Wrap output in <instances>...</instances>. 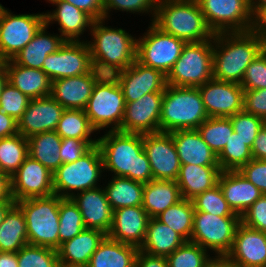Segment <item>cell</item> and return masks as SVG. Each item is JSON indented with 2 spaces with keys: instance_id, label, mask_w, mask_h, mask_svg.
<instances>
[{
  "instance_id": "33",
  "label": "cell",
  "mask_w": 266,
  "mask_h": 267,
  "mask_svg": "<svg viewBox=\"0 0 266 267\" xmlns=\"http://www.w3.org/2000/svg\"><path fill=\"white\" fill-rule=\"evenodd\" d=\"M185 242L186 240L169 226L156 218H150L144 243L139 250L153 256L167 257Z\"/></svg>"
},
{
  "instance_id": "57",
  "label": "cell",
  "mask_w": 266,
  "mask_h": 267,
  "mask_svg": "<svg viewBox=\"0 0 266 267\" xmlns=\"http://www.w3.org/2000/svg\"><path fill=\"white\" fill-rule=\"evenodd\" d=\"M251 153L253 159L266 160V123L258 132L253 142Z\"/></svg>"
},
{
  "instance_id": "17",
  "label": "cell",
  "mask_w": 266,
  "mask_h": 267,
  "mask_svg": "<svg viewBox=\"0 0 266 267\" xmlns=\"http://www.w3.org/2000/svg\"><path fill=\"white\" fill-rule=\"evenodd\" d=\"M198 89L209 117L229 118L243 111L244 90L239 83L212 78Z\"/></svg>"
},
{
  "instance_id": "59",
  "label": "cell",
  "mask_w": 266,
  "mask_h": 267,
  "mask_svg": "<svg viewBox=\"0 0 266 267\" xmlns=\"http://www.w3.org/2000/svg\"><path fill=\"white\" fill-rule=\"evenodd\" d=\"M0 201H14L11 193V177L0 172Z\"/></svg>"
},
{
  "instance_id": "6",
  "label": "cell",
  "mask_w": 266,
  "mask_h": 267,
  "mask_svg": "<svg viewBox=\"0 0 266 267\" xmlns=\"http://www.w3.org/2000/svg\"><path fill=\"white\" fill-rule=\"evenodd\" d=\"M62 199L54 194L15 203L24 214L29 245L59 248V202Z\"/></svg>"
},
{
  "instance_id": "43",
  "label": "cell",
  "mask_w": 266,
  "mask_h": 267,
  "mask_svg": "<svg viewBox=\"0 0 266 267\" xmlns=\"http://www.w3.org/2000/svg\"><path fill=\"white\" fill-rule=\"evenodd\" d=\"M85 229V224L78 206L71 198L59 202V247Z\"/></svg>"
},
{
  "instance_id": "53",
  "label": "cell",
  "mask_w": 266,
  "mask_h": 267,
  "mask_svg": "<svg viewBox=\"0 0 266 267\" xmlns=\"http://www.w3.org/2000/svg\"><path fill=\"white\" fill-rule=\"evenodd\" d=\"M238 171L262 194H266V160L251 159Z\"/></svg>"
},
{
  "instance_id": "47",
  "label": "cell",
  "mask_w": 266,
  "mask_h": 267,
  "mask_svg": "<svg viewBox=\"0 0 266 267\" xmlns=\"http://www.w3.org/2000/svg\"><path fill=\"white\" fill-rule=\"evenodd\" d=\"M30 98L7 82L0 94V111L19 120L29 105Z\"/></svg>"
},
{
  "instance_id": "4",
  "label": "cell",
  "mask_w": 266,
  "mask_h": 267,
  "mask_svg": "<svg viewBox=\"0 0 266 267\" xmlns=\"http://www.w3.org/2000/svg\"><path fill=\"white\" fill-rule=\"evenodd\" d=\"M152 23L186 43L207 41L215 35L197 0H159Z\"/></svg>"
},
{
  "instance_id": "49",
  "label": "cell",
  "mask_w": 266,
  "mask_h": 267,
  "mask_svg": "<svg viewBox=\"0 0 266 267\" xmlns=\"http://www.w3.org/2000/svg\"><path fill=\"white\" fill-rule=\"evenodd\" d=\"M159 0H103L104 19L109 18L111 9L129 13H151L152 22Z\"/></svg>"
},
{
  "instance_id": "29",
  "label": "cell",
  "mask_w": 266,
  "mask_h": 267,
  "mask_svg": "<svg viewBox=\"0 0 266 267\" xmlns=\"http://www.w3.org/2000/svg\"><path fill=\"white\" fill-rule=\"evenodd\" d=\"M8 82L30 99L43 98L51 94V80L41 69L16 64L12 59L5 61Z\"/></svg>"
},
{
  "instance_id": "64",
  "label": "cell",
  "mask_w": 266,
  "mask_h": 267,
  "mask_svg": "<svg viewBox=\"0 0 266 267\" xmlns=\"http://www.w3.org/2000/svg\"><path fill=\"white\" fill-rule=\"evenodd\" d=\"M7 82L8 79H7V71L5 68V61L0 60V94Z\"/></svg>"
},
{
  "instance_id": "61",
  "label": "cell",
  "mask_w": 266,
  "mask_h": 267,
  "mask_svg": "<svg viewBox=\"0 0 266 267\" xmlns=\"http://www.w3.org/2000/svg\"><path fill=\"white\" fill-rule=\"evenodd\" d=\"M0 267H18L17 252L0 251Z\"/></svg>"
},
{
  "instance_id": "60",
  "label": "cell",
  "mask_w": 266,
  "mask_h": 267,
  "mask_svg": "<svg viewBox=\"0 0 266 267\" xmlns=\"http://www.w3.org/2000/svg\"><path fill=\"white\" fill-rule=\"evenodd\" d=\"M253 30L266 40V7L254 18Z\"/></svg>"
},
{
  "instance_id": "16",
  "label": "cell",
  "mask_w": 266,
  "mask_h": 267,
  "mask_svg": "<svg viewBox=\"0 0 266 267\" xmlns=\"http://www.w3.org/2000/svg\"><path fill=\"white\" fill-rule=\"evenodd\" d=\"M143 148L150 163L153 180L176 181L181 163L171 134H143Z\"/></svg>"
},
{
  "instance_id": "54",
  "label": "cell",
  "mask_w": 266,
  "mask_h": 267,
  "mask_svg": "<svg viewBox=\"0 0 266 267\" xmlns=\"http://www.w3.org/2000/svg\"><path fill=\"white\" fill-rule=\"evenodd\" d=\"M243 111L266 121V88L244 91Z\"/></svg>"
},
{
  "instance_id": "42",
  "label": "cell",
  "mask_w": 266,
  "mask_h": 267,
  "mask_svg": "<svg viewBox=\"0 0 266 267\" xmlns=\"http://www.w3.org/2000/svg\"><path fill=\"white\" fill-rule=\"evenodd\" d=\"M253 159L251 148L245 144L238 133L233 131L221 153L217 156L221 171L239 170Z\"/></svg>"
},
{
  "instance_id": "63",
  "label": "cell",
  "mask_w": 266,
  "mask_h": 267,
  "mask_svg": "<svg viewBox=\"0 0 266 267\" xmlns=\"http://www.w3.org/2000/svg\"><path fill=\"white\" fill-rule=\"evenodd\" d=\"M266 7V0H250V11L255 18Z\"/></svg>"
},
{
  "instance_id": "46",
  "label": "cell",
  "mask_w": 266,
  "mask_h": 267,
  "mask_svg": "<svg viewBox=\"0 0 266 267\" xmlns=\"http://www.w3.org/2000/svg\"><path fill=\"white\" fill-rule=\"evenodd\" d=\"M192 203L195 211L208 212L217 216H239L229 207L219 184L196 195Z\"/></svg>"
},
{
  "instance_id": "37",
  "label": "cell",
  "mask_w": 266,
  "mask_h": 267,
  "mask_svg": "<svg viewBox=\"0 0 266 267\" xmlns=\"http://www.w3.org/2000/svg\"><path fill=\"white\" fill-rule=\"evenodd\" d=\"M144 183L112 175L111 181L104 187L107 200L113 210L123 207L142 205Z\"/></svg>"
},
{
  "instance_id": "15",
  "label": "cell",
  "mask_w": 266,
  "mask_h": 267,
  "mask_svg": "<svg viewBox=\"0 0 266 267\" xmlns=\"http://www.w3.org/2000/svg\"><path fill=\"white\" fill-rule=\"evenodd\" d=\"M11 193L15 202L54 195L53 173L29 155L11 176Z\"/></svg>"
},
{
  "instance_id": "58",
  "label": "cell",
  "mask_w": 266,
  "mask_h": 267,
  "mask_svg": "<svg viewBox=\"0 0 266 267\" xmlns=\"http://www.w3.org/2000/svg\"><path fill=\"white\" fill-rule=\"evenodd\" d=\"M18 133V122L12 116L0 111V139Z\"/></svg>"
},
{
  "instance_id": "27",
  "label": "cell",
  "mask_w": 266,
  "mask_h": 267,
  "mask_svg": "<svg viewBox=\"0 0 266 267\" xmlns=\"http://www.w3.org/2000/svg\"><path fill=\"white\" fill-rule=\"evenodd\" d=\"M106 236L101 230L85 228L57 249L60 266L87 267L92 254Z\"/></svg>"
},
{
  "instance_id": "23",
  "label": "cell",
  "mask_w": 266,
  "mask_h": 267,
  "mask_svg": "<svg viewBox=\"0 0 266 267\" xmlns=\"http://www.w3.org/2000/svg\"><path fill=\"white\" fill-rule=\"evenodd\" d=\"M149 219L142 205L114 210L107 237L140 248L146 237Z\"/></svg>"
},
{
  "instance_id": "65",
  "label": "cell",
  "mask_w": 266,
  "mask_h": 267,
  "mask_svg": "<svg viewBox=\"0 0 266 267\" xmlns=\"http://www.w3.org/2000/svg\"><path fill=\"white\" fill-rule=\"evenodd\" d=\"M15 201H0V224L3 222L7 211L15 204Z\"/></svg>"
},
{
  "instance_id": "5",
  "label": "cell",
  "mask_w": 266,
  "mask_h": 267,
  "mask_svg": "<svg viewBox=\"0 0 266 267\" xmlns=\"http://www.w3.org/2000/svg\"><path fill=\"white\" fill-rule=\"evenodd\" d=\"M208 117L198 87L166 85L159 132L197 130Z\"/></svg>"
},
{
  "instance_id": "21",
  "label": "cell",
  "mask_w": 266,
  "mask_h": 267,
  "mask_svg": "<svg viewBox=\"0 0 266 267\" xmlns=\"http://www.w3.org/2000/svg\"><path fill=\"white\" fill-rule=\"evenodd\" d=\"M64 107L51 96L31 99L18 122V133L25 138L55 131Z\"/></svg>"
},
{
  "instance_id": "62",
  "label": "cell",
  "mask_w": 266,
  "mask_h": 267,
  "mask_svg": "<svg viewBox=\"0 0 266 267\" xmlns=\"http://www.w3.org/2000/svg\"><path fill=\"white\" fill-rule=\"evenodd\" d=\"M204 267H235L226 257L215 256Z\"/></svg>"
},
{
  "instance_id": "3",
  "label": "cell",
  "mask_w": 266,
  "mask_h": 267,
  "mask_svg": "<svg viewBox=\"0 0 266 267\" xmlns=\"http://www.w3.org/2000/svg\"><path fill=\"white\" fill-rule=\"evenodd\" d=\"M105 19L94 20L90 29L93 41H87L93 68L102 75L125 70L136 60L137 39L122 28L104 26Z\"/></svg>"
},
{
  "instance_id": "35",
  "label": "cell",
  "mask_w": 266,
  "mask_h": 267,
  "mask_svg": "<svg viewBox=\"0 0 266 267\" xmlns=\"http://www.w3.org/2000/svg\"><path fill=\"white\" fill-rule=\"evenodd\" d=\"M62 138L56 131L32 135L28 138V155L54 173L62 164L60 146Z\"/></svg>"
},
{
  "instance_id": "19",
  "label": "cell",
  "mask_w": 266,
  "mask_h": 267,
  "mask_svg": "<svg viewBox=\"0 0 266 267\" xmlns=\"http://www.w3.org/2000/svg\"><path fill=\"white\" fill-rule=\"evenodd\" d=\"M163 94L152 92L126 103L120 131L142 135L159 132Z\"/></svg>"
},
{
  "instance_id": "25",
  "label": "cell",
  "mask_w": 266,
  "mask_h": 267,
  "mask_svg": "<svg viewBox=\"0 0 266 267\" xmlns=\"http://www.w3.org/2000/svg\"><path fill=\"white\" fill-rule=\"evenodd\" d=\"M49 3L55 4L56 9L45 15V24L47 26L50 23L58 22L60 28V36L65 41H81L80 36L86 31L87 27L89 30L92 27L94 19L84 12L83 10L75 7L71 3L64 0H48Z\"/></svg>"
},
{
  "instance_id": "40",
  "label": "cell",
  "mask_w": 266,
  "mask_h": 267,
  "mask_svg": "<svg viewBox=\"0 0 266 267\" xmlns=\"http://www.w3.org/2000/svg\"><path fill=\"white\" fill-rule=\"evenodd\" d=\"M28 156V138L20 133L0 139V168L10 177Z\"/></svg>"
},
{
  "instance_id": "38",
  "label": "cell",
  "mask_w": 266,
  "mask_h": 267,
  "mask_svg": "<svg viewBox=\"0 0 266 267\" xmlns=\"http://www.w3.org/2000/svg\"><path fill=\"white\" fill-rule=\"evenodd\" d=\"M55 131L61 138H76L85 142H97L91 134L96 132L84 110L65 109ZM91 137V138H90Z\"/></svg>"
},
{
  "instance_id": "18",
  "label": "cell",
  "mask_w": 266,
  "mask_h": 267,
  "mask_svg": "<svg viewBox=\"0 0 266 267\" xmlns=\"http://www.w3.org/2000/svg\"><path fill=\"white\" fill-rule=\"evenodd\" d=\"M118 81L126 103L140 99L145 94L164 92L166 75L140 63L137 59L133 64L113 75Z\"/></svg>"
},
{
  "instance_id": "2",
  "label": "cell",
  "mask_w": 266,
  "mask_h": 267,
  "mask_svg": "<svg viewBox=\"0 0 266 267\" xmlns=\"http://www.w3.org/2000/svg\"><path fill=\"white\" fill-rule=\"evenodd\" d=\"M263 51V39L252 29L216 33L213 37V78L241 84L249 64Z\"/></svg>"
},
{
  "instance_id": "44",
  "label": "cell",
  "mask_w": 266,
  "mask_h": 267,
  "mask_svg": "<svg viewBox=\"0 0 266 267\" xmlns=\"http://www.w3.org/2000/svg\"><path fill=\"white\" fill-rule=\"evenodd\" d=\"M166 259L168 267H204L211 257L200 245L186 241Z\"/></svg>"
},
{
  "instance_id": "32",
  "label": "cell",
  "mask_w": 266,
  "mask_h": 267,
  "mask_svg": "<svg viewBox=\"0 0 266 267\" xmlns=\"http://www.w3.org/2000/svg\"><path fill=\"white\" fill-rule=\"evenodd\" d=\"M182 200L176 181L151 180L144 183L142 206L150 218H155Z\"/></svg>"
},
{
  "instance_id": "56",
  "label": "cell",
  "mask_w": 266,
  "mask_h": 267,
  "mask_svg": "<svg viewBox=\"0 0 266 267\" xmlns=\"http://www.w3.org/2000/svg\"><path fill=\"white\" fill-rule=\"evenodd\" d=\"M135 267H168L167 259L163 256H153L143 251H138Z\"/></svg>"
},
{
  "instance_id": "28",
  "label": "cell",
  "mask_w": 266,
  "mask_h": 267,
  "mask_svg": "<svg viewBox=\"0 0 266 267\" xmlns=\"http://www.w3.org/2000/svg\"><path fill=\"white\" fill-rule=\"evenodd\" d=\"M169 133L181 164L219 166L217 155L203 140L198 130H177Z\"/></svg>"
},
{
  "instance_id": "8",
  "label": "cell",
  "mask_w": 266,
  "mask_h": 267,
  "mask_svg": "<svg viewBox=\"0 0 266 267\" xmlns=\"http://www.w3.org/2000/svg\"><path fill=\"white\" fill-rule=\"evenodd\" d=\"M213 78V39L186 43L166 76L167 85L199 87Z\"/></svg>"
},
{
  "instance_id": "52",
  "label": "cell",
  "mask_w": 266,
  "mask_h": 267,
  "mask_svg": "<svg viewBox=\"0 0 266 267\" xmlns=\"http://www.w3.org/2000/svg\"><path fill=\"white\" fill-rule=\"evenodd\" d=\"M97 142H85L76 138H62L60 146V157L63 163H71L82 157Z\"/></svg>"
},
{
  "instance_id": "22",
  "label": "cell",
  "mask_w": 266,
  "mask_h": 267,
  "mask_svg": "<svg viewBox=\"0 0 266 267\" xmlns=\"http://www.w3.org/2000/svg\"><path fill=\"white\" fill-rule=\"evenodd\" d=\"M95 68L89 73L51 81L50 96L64 109L84 110L96 82L102 77Z\"/></svg>"
},
{
  "instance_id": "66",
  "label": "cell",
  "mask_w": 266,
  "mask_h": 267,
  "mask_svg": "<svg viewBox=\"0 0 266 267\" xmlns=\"http://www.w3.org/2000/svg\"><path fill=\"white\" fill-rule=\"evenodd\" d=\"M263 51L266 54V40H263Z\"/></svg>"
},
{
  "instance_id": "20",
  "label": "cell",
  "mask_w": 266,
  "mask_h": 267,
  "mask_svg": "<svg viewBox=\"0 0 266 267\" xmlns=\"http://www.w3.org/2000/svg\"><path fill=\"white\" fill-rule=\"evenodd\" d=\"M226 258L235 267H265L266 233L240 223Z\"/></svg>"
},
{
  "instance_id": "41",
  "label": "cell",
  "mask_w": 266,
  "mask_h": 267,
  "mask_svg": "<svg viewBox=\"0 0 266 267\" xmlns=\"http://www.w3.org/2000/svg\"><path fill=\"white\" fill-rule=\"evenodd\" d=\"M197 130L217 156L234 131L230 118L225 117H208Z\"/></svg>"
},
{
  "instance_id": "55",
  "label": "cell",
  "mask_w": 266,
  "mask_h": 267,
  "mask_svg": "<svg viewBox=\"0 0 266 267\" xmlns=\"http://www.w3.org/2000/svg\"><path fill=\"white\" fill-rule=\"evenodd\" d=\"M89 14L94 20L104 19L103 0H64Z\"/></svg>"
},
{
  "instance_id": "39",
  "label": "cell",
  "mask_w": 266,
  "mask_h": 267,
  "mask_svg": "<svg viewBox=\"0 0 266 267\" xmlns=\"http://www.w3.org/2000/svg\"><path fill=\"white\" fill-rule=\"evenodd\" d=\"M194 206L192 200L182 199L155 218L190 241L193 229Z\"/></svg>"
},
{
  "instance_id": "14",
  "label": "cell",
  "mask_w": 266,
  "mask_h": 267,
  "mask_svg": "<svg viewBox=\"0 0 266 267\" xmlns=\"http://www.w3.org/2000/svg\"><path fill=\"white\" fill-rule=\"evenodd\" d=\"M93 69L90 48L86 41H65L52 54H49L42 71L51 81L87 74Z\"/></svg>"
},
{
  "instance_id": "1",
  "label": "cell",
  "mask_w": 266,
  "mask_h": 267,
  "mask_svg": "<svg viewBox=\"0 0 266 267\" xmlns=\"http://www.w3.org/2000/svg\"><path fill=\"white\" fill-rule=\"evenodd\" d=\"M104 170L114 176L148 183L153 180L150 163L143 148V135L108 130L98 138Z\"/></svg>"
},
{
  "instance_id": "45",
  "label": "cell",
  "mask_w": 266,
  "mask_h": 267,
  "mask_svg": "<svg viewBox=\"0 0 266 267\" xmlns=\"http://www.w3.org/2000/svg\"><path fill=\"white\" fill-rule=\"evenodd\" d=\"M18 267H61L56 249L27 244L17 252Z\"/></svg>"
},
{
  "instance_id": "48",
  "label": "cell",
  "mask_w": 266,
  "mask_h": 267,
  "mask_svg": "<svg viewBox=\"0 0 266 267\" xmlns=\"http://www.w3.org/2000/svg\"><path fill=\"white\" fill-rule=\"evenodd\" d=\"M229 118L232 122L234 131L245 141V144L252 148L258 132L265 125L266 121L259 116L245 113L244 111L236 113Z\"/></svg>"
},
{
  "instance_id": "9",
  "label": "cell",
  "mask_w": 266,
  "mask_h": 267,
  "mask_svg": "<svg viewBox=\"0 0 266 267\" xmlns=\"http://www.w3.org/2000/svg\"><path fill=\"white\" fill-rule=\"evenodd\" d=\"M103 171L101 152L95 145L76 161L63 163L57 168L53 173L54 194L61 198H72L75 191L78 193L98 187Z\"/></svg>"
},
{
  "instance_id": "11",
  "label": "cell",
  "mask_w": 266,
  "mask_h": 267,
  "mask_svg": "<svg viewBox=\"0 0 266 267\" xmlns=\"http://www.w3.org/2000/svg\"><path fill=\"white\" fill-rule=\"evenodd\" d=\"M145 35L137 39L136 59L145 66L160 70L168 75L181 56L186 42L164 33L152 22Z\"/></svg>"
},
{
  "instance_id": "13",
  "label": "cell",
  "mask_w": 266,
  "mask_h": 267,
  "mask_svg": "<svg viewBox=\"0 0 266 267\" xmlns=\"http://www.w3.org/2000/svg\"><path fill=\"white\" fill-rule=\"evenodd\" d=\"M209 28L216 33L253 29L250 0H197Z\"/></svg>"
},
{
  "instance_id": "30",
  "label": "cell",
  "mask_w": 266,
  "mask_h": 267,
  "mask_svg": "<svg viewBox=\"0 0 266 267\" xmlns=\"http://www.w3.org/2000/svg\"><path fill=\"white\" fill-rule=\"evenodd\" d=\"M219 166L181 164L176 182L182 199L192 200L196 195L212 189L218 184Z\"/></svg>"
},
{
  "instance_id": "34",
  "label": "cell",
  "mask_w": 266,
  "mask_h": 267,
  "mask_svg": "<svg viewBox=\"0 0 266 267\" xmlns=\"http://www.w3.org/2000/svg\"><path fill=\"white\" fill-rule=\"evenodd\" d=\"M139 248L105 237L92 254L87 267H135Z\"/></svg>"
},
{
  "instance_id": "24",
  "label": "cell",
  "mask_w": 266,
  "mask_h": 267,
  "mask_svg": "<svg viewBox=\"0 0 266 267\" xmlns=\"http://www.w3.org/2000/svg\"><path fill=\"white\" fill-rule=\"evenodd\" d=\"M78 206L85 228L98 229L108 234L113 220L114 210L110 206L104 187L87 189L75 193L71 198Z\"/></svg>"
},
{
  "instance_id": "26",
  "label": "cell",
  "mask_w": 266,
  "mask_h": 267,
  "mask_svg": "<svg viewBox=\"0 0 266 267\" xmlns=\"http://www.w3.org/2000/svg\"><path fill=\"white\" fill-rule=\"evenodd\" d=\"M218 184L229 207L240 217L263 195L238 170L221 171Z\"/></svg>"
},
{
  "instance_id": "10",
  "label": "cell",
  "mask_w": 266,
  "mask_h": 267,
  "mask_svg": "<svg viewBox=\"0 0 266 267\" xmlns=\"http://www.w3.org/2000/svg\"><path fill=\"white\" fill-rule=\"evenodd\" d=\"M240 223V216H217L195 211L190 242L200 245L207 251H214L216 256L226 257L232 249Z\"/></svg>"
},
{
  "instance_id": "7",
  "label": "cell",
  "mask_w": 266,
  "mask_h": 267,
  "mask_svg": "<svg viewBox=\"0 0 266 267\" xmlns=\"http://www.w3.org/2000/svg\"><path fill=\"white\" fill-rule=\"evenodd\" d=\"M125 98L114 76L103 75L95 84L84 111L96 131L119 130L125 113Z\"/></svg>"
},
{
  "instance_id": "12",
  "label": "cell",
  "mask_w": 266,
  "mask_h": 267,
  "mask_svg": "<svg viewBox=\"0 0 266 267\" xmlns=\"http://www.w3.org/2000/svg\"><path fill=\"white\" fill-rule=\"evenodd\" d=\"M44 24V13L16 15L0 5V60L13 59Z\"/></svg>"
},
{
  "instance_id": "51",
  "label": "cell",
  "mask_w": 266,
  "mask_h": 267,
  "mask_svg": "<svg viewBox=\"0 0 266 267\" xmlns=\"http://www.w3.org/2000/svg\"><path fill=\"white\" fill-rule=\"evenodd\" d=\"M241 223L266 233V194L256 200L241 216Z\"/></svg>"
},
{
  "instance_id": "36",
  "label": "cell",
  "mask_w": 266,
  "mask_h": 267,
  "mask_svg": "<svg viewBox=\"0 0 266 267\" xmlns=\"http://www.w3.org/2000/svg\"><path fill=\"white\" fill-rule=\"evenodd\" d=\"M28 244L27 227L22 210L14 204L0 224V251L18 252Z\"/></svg>"
},
{
  "instance_id": "31",
  "label": "cell",
  "mask_w": 266,
  "mask_h": 267,
  "mask_svg": "<svg viewBox=\"0 0 266 267\" xmlns=\"http://www.w3.org/2000/svg\"><path fill=\"white\" fill-rule=\"evenodd\" d=\"M44 24L35 34L32 41L26 45L12 60L21 66L42 69L46 57L56 52L65 42L60 35H51Z\"/></svg>"
},
{
  "instance_id": "50",
  "label": "cell",
  "mask_w": 266,
  "mask_h": 267,
  "mask_svg": "<svg viewBox=\"0 0 266 267\" xmlns=\"http://www.w3.org/2000/svg\"><path fill=\"white\" fill-rule=\"evenodd\" d=\"M240 85L244 91L266 88V54L264 51L249 64Z\"/></svg>"
}]
</instances>
